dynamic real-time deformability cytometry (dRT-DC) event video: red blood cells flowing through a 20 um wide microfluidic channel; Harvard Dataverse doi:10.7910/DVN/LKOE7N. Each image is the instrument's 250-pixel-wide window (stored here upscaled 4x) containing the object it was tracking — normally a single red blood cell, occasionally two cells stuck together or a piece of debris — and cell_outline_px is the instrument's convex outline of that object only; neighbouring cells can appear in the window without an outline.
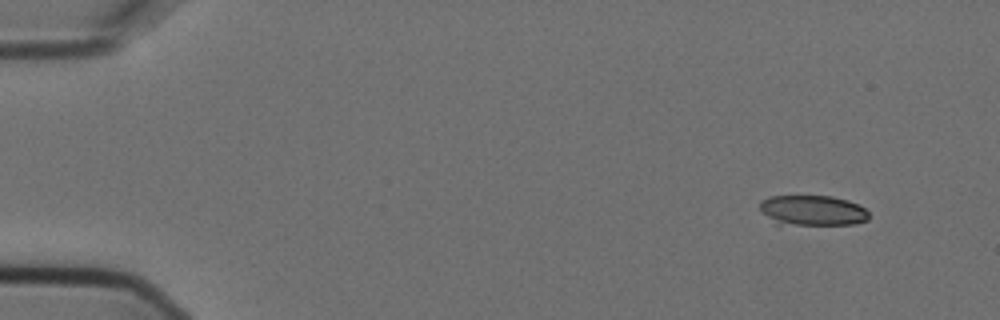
{"species": "Egyptian fruit bat (a non-hibernating species)", "species_latin": "Rousettus aegyptiacus", "temperature_condition": "cold", "stored_images_in_passage": 6, "camera_frame_rate_fps": 3000, "um_per_image_px": 0.085, "animal": {"sex": "female"}, "frame": {"image": 1, "passage_image": 1, "time_ms": 0.0, "image_size_px": [1000, 320], "cell_outline_px": [[868, 220], [856, 224], [772, 224], [760, 208], [760, 200], [768, 196], [832, 196], [848, 200], [864, 208], [868, 212]], "centroid_in_image_um": [69.03, 17.88], "position_along_channel_um": 16.0, "area_um2": 19.31}}
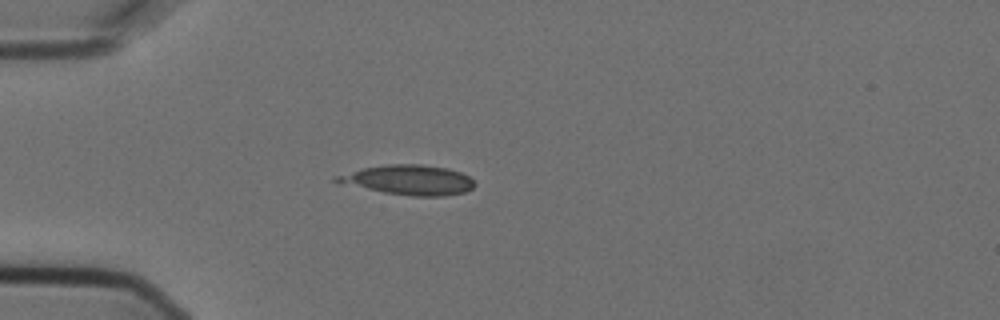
{"frame": {"image": 2, "passage_image": 4, "time_ms": 1.0, "image_size_px": [1000, 320], "cell_outline_px": [[476, 184], [472, 188], [464, 192], [444, 196], [412, 196], [384, 192], [336, 184], [332, 180], [332, 176], [360, 168], [388, 164], [420, 164], [448, 168], [460, 172], [468, 176]], "centroid_in_image_um": [34.62, 15.29], "position_along_channel_um": 50.4, "area_um2": 24.33}}
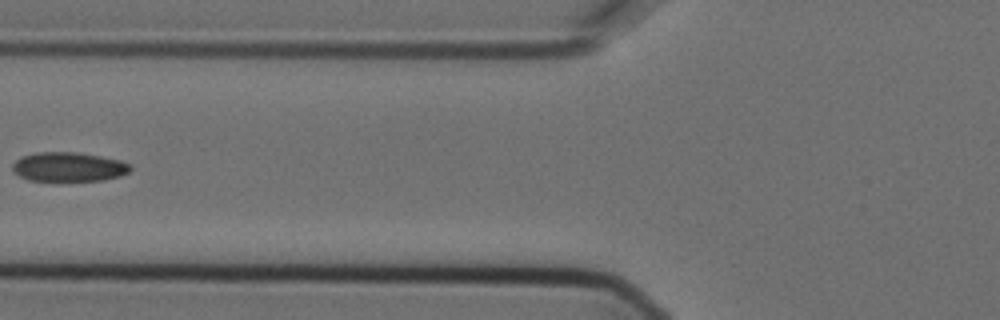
{"frame": {"image": 3, "passage_image": 6, "time_ms": 1.667, "image_size_px": [1000, 320], "cell_outline_px": [[132, 168], [128, 172], [120, 176], [104, 180], [28, 180], [12, 172], [12, 164], [16, 160], [24, 156], [36, 152], [80, 152], [120, 160], [132, 164]], "centroid_in_image_um": [5.85, 14.17], "position_along_channel_um": 120.0, "area_um2": 20.11}}